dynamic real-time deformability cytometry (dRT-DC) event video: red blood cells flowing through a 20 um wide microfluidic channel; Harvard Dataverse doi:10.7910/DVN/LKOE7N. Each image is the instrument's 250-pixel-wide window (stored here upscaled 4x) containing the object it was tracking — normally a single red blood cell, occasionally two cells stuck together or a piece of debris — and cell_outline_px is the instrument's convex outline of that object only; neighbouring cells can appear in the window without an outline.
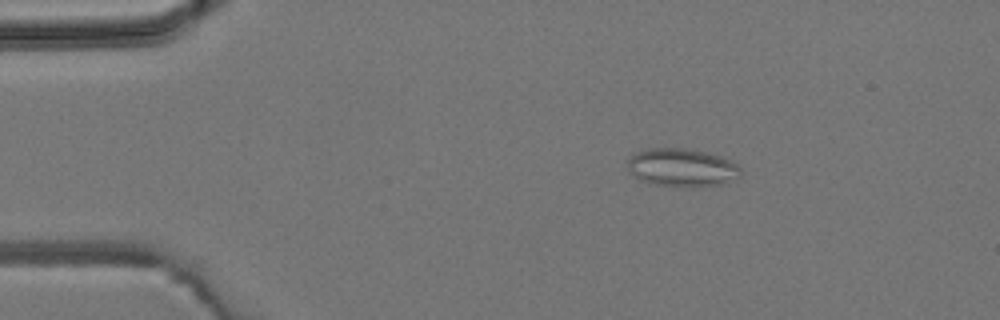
{"species": "common noctule bat (a hibernating species)", "species_latin": "Nyctalus noctula", "temperature_condition": "room temperature", "stored_images_in_passage": 5, "camera_frame_rate_fps": 3000, "um_per_image_px": 0.085, "animal": {"sex": "male", "body_mass_g": 19.2, "forearm_length_mm": 51.8}, "frame": {"image": 1, "passage_image": 2, "time_ms": 1.0, "image_size_px": [1000, 320], "cell_outline_px": [[740, 176], [724, 184], [696, 188], [680, 188], [652, 184], [640, 180], [632, 176], [628, 172], [628, 156], [636, 152], [648, 148], [688, 148], [720, 156], [736, 164], [740, 168]], "centroid_in_image_um": [57.92, 14.27], "position_along_channel_um": 27.1, "area_um2": 25.78}}
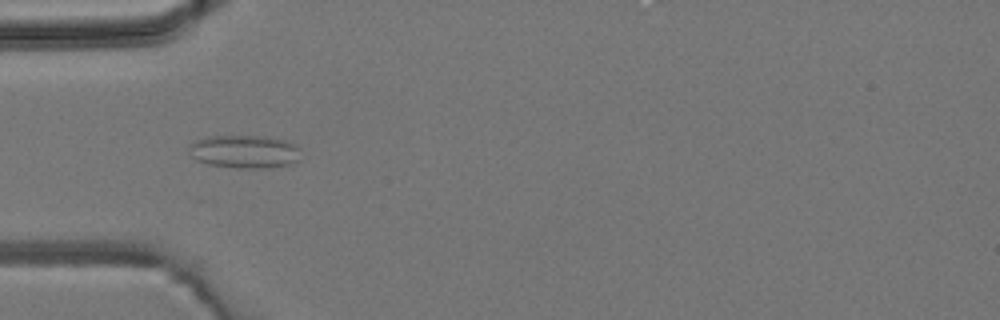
{"frame": {"image": 2, "passage_image": 4, "time_ms": 3.333, "image_size_px": [1000, 320], "cell_outline_px": [[300, 160], [296, 164], [268, 168], [236, 168], [208, 164], [196, 160], [192, 156], [188, 148], [188, 144], [204, 136], [268, 136], [284, 140], [296, 144], [300, 148]], "centroid_in_image_um": [20.82, 12.89], "position_along_channel_um": 64.2, "area_um2": 22.14}}
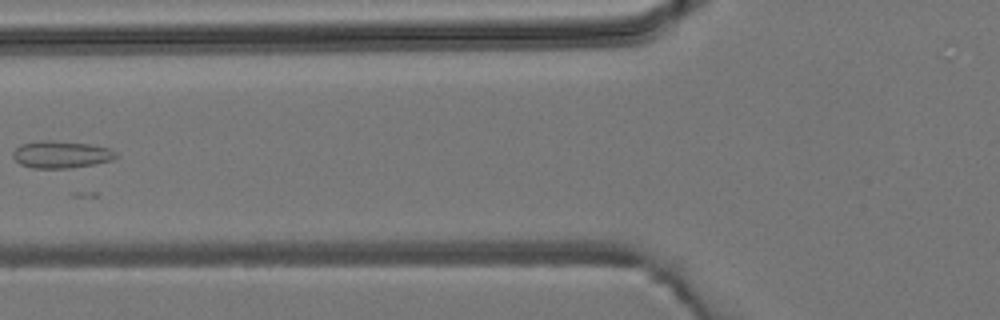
{"frame": {"image": 3, "passage_image": 5, "time_ms": 4.667, "image_size_px": [1000, 320], "cell_outline_px": [[120, 156], [112, 160], [92, 164], [68, 168], [32, 168], [20, 164], [12, 156], [12, 152], [20, 144], [44, 140], [52, 140], [88, 144], [108, 148], [116, 152]], "centroid_in_image_um": [5.18, 13.13], "position_along_channel_um": 120.6, "area_um2": 16.24}}